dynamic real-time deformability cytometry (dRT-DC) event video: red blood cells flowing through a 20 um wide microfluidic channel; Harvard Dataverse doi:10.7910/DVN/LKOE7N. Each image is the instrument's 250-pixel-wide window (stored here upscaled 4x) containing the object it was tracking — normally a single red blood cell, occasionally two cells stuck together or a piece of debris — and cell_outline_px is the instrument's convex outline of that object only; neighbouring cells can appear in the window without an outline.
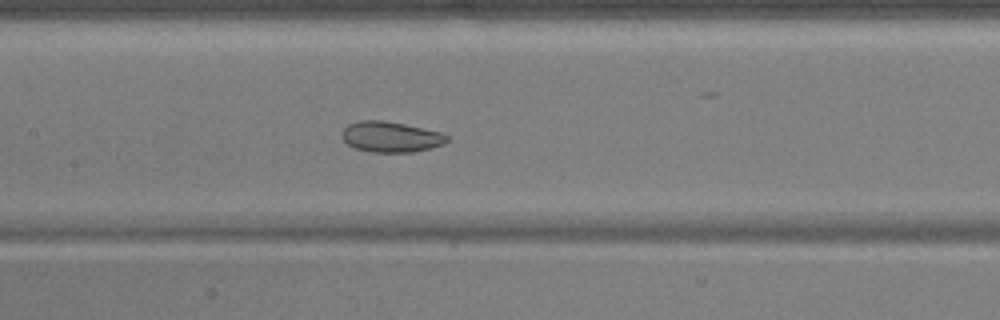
{"species": "common noctule bat (a hibernating species)", "species_latin": "Nyctalus noctula", "temperature_condition": "warm", "stored_images_in_passage": 39, "camera_frame_rate_fps": 3000, "um_per_image_px": 0.085, "animal": {"sex": "male", "body_mass_g": 17.9, "forearm_length_mm": 54.2}, "frame": {"image": 1, "passage_image": 11, "time_ms": 3.333, "image_size_px": [1000, 320], "cell_outline_px": [[448, 140], [444, 144], [412, 152], [372, 152], [356, 148], [348, 144], [344, 140], [340, 132], [348, 124], [360, 120], [380, 120], [404, 124], [440, 132], [448, 136]], "centroid_in_image_um": [33.19, 11.63], "position_along_channel_um": 174.2, "area_um2": 18.55}}
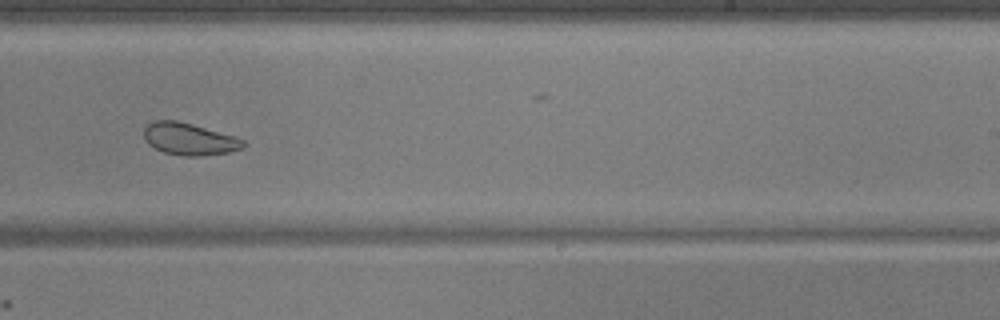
{"frame": {"image": 2, "passage_image": 19, "time_ms": 6.0, "image_size_px": [1000, 320], "cell_outline_px": [[248, 144], [240, 148], [228, 152], [200, 156], [184, 156], [164, 152], [148, 144], [144, 140], [144, 128], [148, 124], [156, 120], [176, 120], [192, 124], [236, 136], [244, 140]], "centroid_in_image_um": [16.09, 11.81], "position_along_channel_um": 272.9, "area_um2": 18.55}}
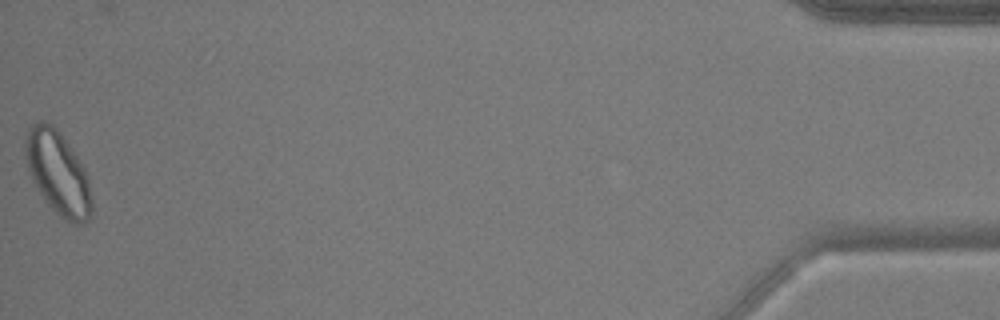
{"frame": {"image": 3, "passage_image": 39, "time_ms": 12.667, "image_size_px": [1000, 320], "cell_outline_px": [[92, 212], [88, 220], [80, 224], [72, 224], [60, 216], [44, 200], [32, 180], [28, 168], [24, 148], [24, 140], [28, 128], [36, 120], [44, 120], [52, 124], [68, 144], [84, 168], [88, 176], [92, 196]], "centroid_in_image_um": [4.92, 14.7], "position_along_channel_um": 430.3, "area_um2": 32.31}, "authors_computed_cell_mechanics": {"area_um2": 20.9236, "velocity_mm_per_s": 3.7129, "shape_relaxation_time_tau1_ms": null, "shape_relaxation_time_tau2_ms": 2.1082, "deformation_change_tau1": null, "deformation_change_tau2": 0.0645}}